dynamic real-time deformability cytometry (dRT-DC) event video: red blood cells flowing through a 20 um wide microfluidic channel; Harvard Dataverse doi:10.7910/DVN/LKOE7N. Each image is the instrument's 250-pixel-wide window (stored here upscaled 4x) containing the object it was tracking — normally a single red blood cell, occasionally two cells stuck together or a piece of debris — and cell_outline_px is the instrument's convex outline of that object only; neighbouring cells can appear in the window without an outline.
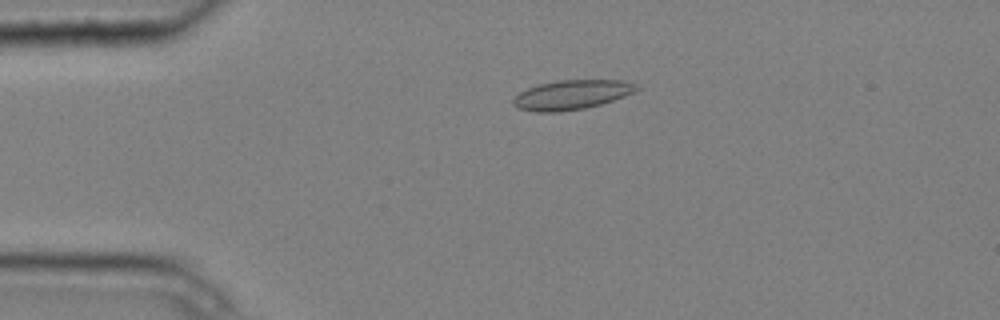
{"species": "common noctule bat (a hibernating species)", "species_latin": "Nyctalus noctula", "temperature_condition": "cold", "stored_images_in_passage": 4, "camera_frame_rate_fps": 3000, "um_per_image_px": 0.085, "animal": {"sex": "male", "body_mass_g": 20.4}, "frame": {"image": 1, "passage_image": 3, "time_ms": 0.667, "image_size_px": [1000, 320], "cell_outline_px": [[640, 88], [636, 92], [600, 104], [584, 108], [560, 112], [532, 112], [516, 108], [512, 104], [512, 100], [520, 92], [528, 88], [540, 84], [556, 80], [624, 80], [636, 84]], "centroid_in_image_um": [48.58, 8.06], "position_along_channel_um": 36.4, "area_um2": 21.27}}